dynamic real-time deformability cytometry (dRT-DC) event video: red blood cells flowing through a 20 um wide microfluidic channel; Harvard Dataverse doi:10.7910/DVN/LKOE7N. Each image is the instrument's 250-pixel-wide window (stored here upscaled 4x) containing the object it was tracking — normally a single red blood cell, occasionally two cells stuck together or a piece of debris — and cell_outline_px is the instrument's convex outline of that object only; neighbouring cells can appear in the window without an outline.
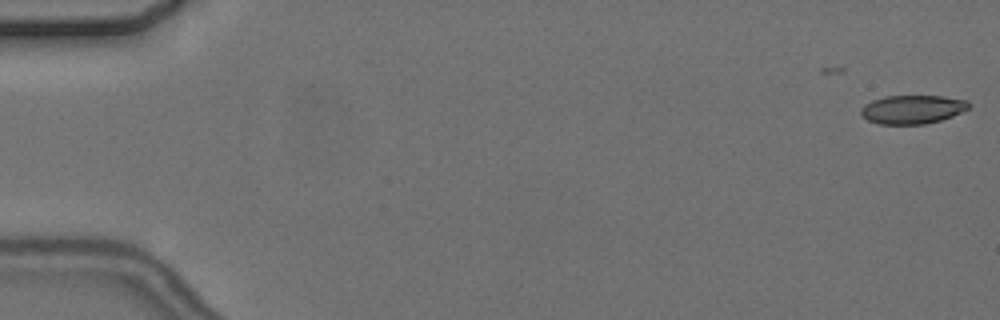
{"species": "common noctule bat (a hibernating species)", "species_latin": "Nyctalus noctula", "temperature_condition": "cold", "stored_images_in_passage": 5, "camera_frame_rate_fps": 3000, "um_per_image_px": 0.085, "animal": {"sex": "female", "body_mass_g": 24.6, "forearm_length_mm": 56.2}, "frame": {"image": 1, "passage_image": 1, "time_ms": 0.0, "image_size_px": [1000, 320], "cell_outline_px": [[972, 104], [968, 108], [952, 116], [940, 120], [924, 124], [880, 124], [868, 120], [860, 116], [860, 108], [864, 104], [872, 100], [884, 96], [944, 96], [968, 100]], "centroid_in_image_um": [77.53, 9.29], "position_along_channel_um": 7.5, "area_um2": 18.15}}
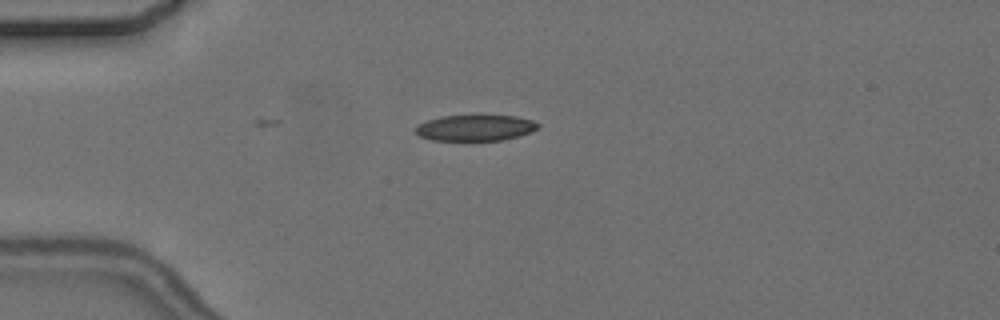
{"frame": {"image": 2, "passage_image": 5, "time_ms": 4.667, "image_size_px": [1000, 320], "cell_outline_px": [[540, 128], [532, 132], [520, 136], [504, 140], [432, 140], [420, 136], [416, 132], [416, 128], [420, 124], [428, 120], [440, 116], [480, 112], [516, 116], [532, 120], [540, 124]], "centroid_in_image_um": [40.48, 10.81], "position_along_channel_um": 44.5, "area_um2": 19.54}}